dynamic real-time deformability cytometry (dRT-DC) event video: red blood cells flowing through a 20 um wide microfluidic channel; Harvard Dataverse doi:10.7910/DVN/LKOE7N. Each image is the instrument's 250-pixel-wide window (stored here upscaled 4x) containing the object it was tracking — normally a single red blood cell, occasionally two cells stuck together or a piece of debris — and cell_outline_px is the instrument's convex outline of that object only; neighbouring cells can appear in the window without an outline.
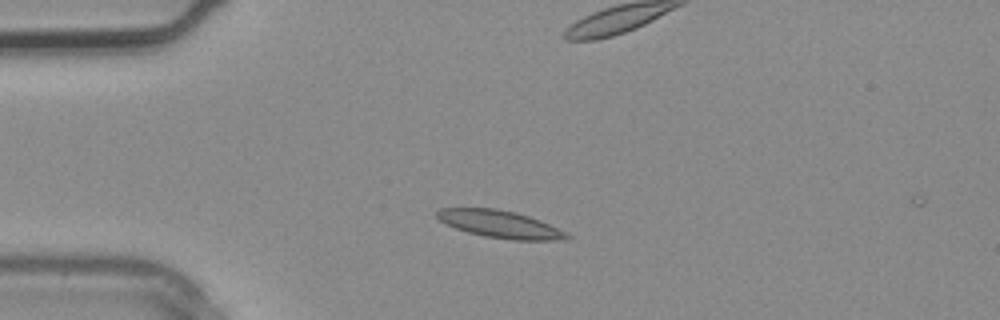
{"species": "common noctule bat (a hibernating species)", "species_latin": "Nyctalus noctula", "temperature_condition": "warm", "stored_images_in_passage": 2, "camera_frame_rate_fps": 3000, "um_per_image_px": 0.085, "animal": {"sex": "male", "body_mass_g": 20.4}, "frame": {"image": 1, "passage_image": 1, "time_ms": 0.0, "image_size_px": [1000, 320], "cell_outline_px": [[572, 236], [568, 240], [512, 240], [484, 236], [468, 232], [456, 228], [440, 220], [436, 216], [436, 212], [440, 208], [496, 208], [516, 212], [540, 220], [568, 232]], "centroid_in_image_um": [42.57, 19.06], "position_along_channel_um": 42.4, "area_um2": 20.81}}